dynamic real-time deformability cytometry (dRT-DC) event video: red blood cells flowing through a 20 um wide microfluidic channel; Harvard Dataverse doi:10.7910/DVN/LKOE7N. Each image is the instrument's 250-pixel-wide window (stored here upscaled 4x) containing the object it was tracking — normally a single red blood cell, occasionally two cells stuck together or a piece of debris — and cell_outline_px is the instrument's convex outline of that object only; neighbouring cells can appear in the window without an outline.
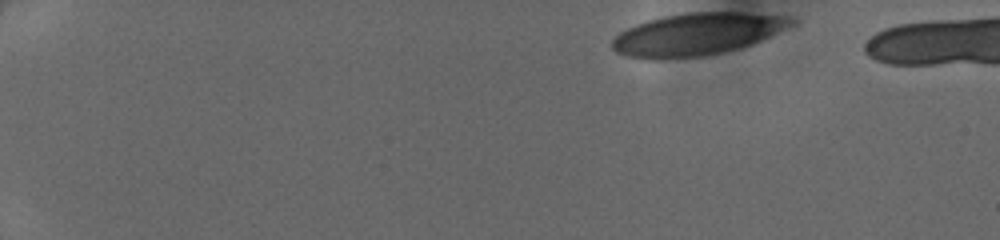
{"species": "human", "species_latin": "Homo sapiens", "temperature_condition": "cold", "stored_images_in_passage": 44, "segment_of_instrument_passage": [1, 2], "camera_frame_rate_fps": 3000, "um_per_image_px": 0.085, "donor": {"sex": "female"}, "frame": {"image": 1, "passage_image": 1, "time_ms": 0.0, "image_size_px": [1000, 240], "cell_outline_px": [[796, 24], [752, 44], [740, 48], [704, 56], [660, 60], [652, 60], [628, 56], [616, 52], [612, 48], [612, 40], [620, 32], [636, 24], [648, 20], [664, 16], [688, 12], [740, 12], [788, 16], [796, 20]], "centroid_in_image_um": [59.25, 2.91], "position_along_channel_um": 25.8, "area_um2": 44.27}}
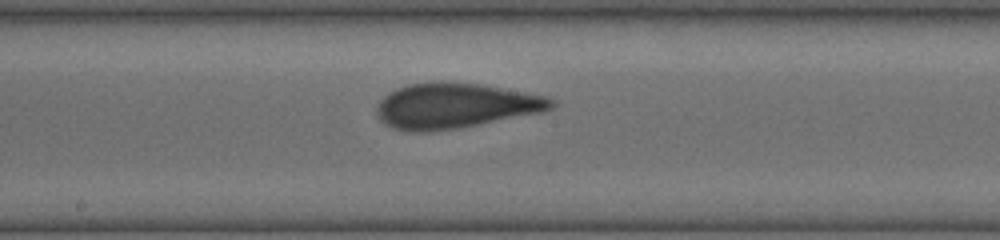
{"frame": {"image": 2, "passage_image": 23, "time_ms": 7.333, "image_size_px": [1000, 240], "cell_outline_px": [[556, 104], [552, 108], [540, 112], [456, 128], [428, 132], [412, 132], [392, 128], [384, 124], [380, 120], [376, 112], [376, 108], [380, 100], [384, 96], [396, 88], [408, 84], [440, 80], [448, 80], [476, 84], [500, 88], [544, 96], [552, 100]], "centroid_in_image_um": [38.59, 8.98], "position_along_channel_um": 209.6, "area_um2": 45.72}}
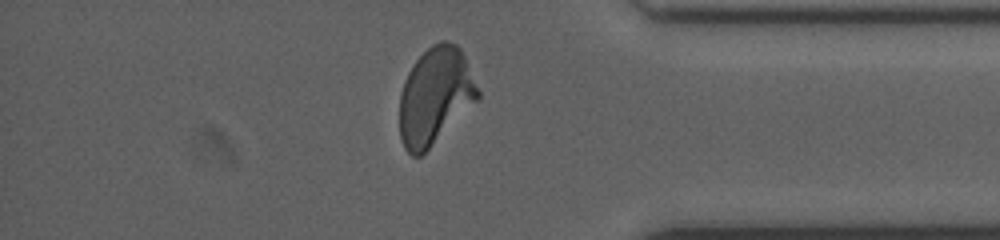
{"frame": {"image": 3, "passage_image": 37, "time_ms": 12.0, "image_size_px": [1000, 240], "cell_outline_px": [[480, 96], [420, 156], [412, 156], [404, 148], [400, 140], [400, 92], [404, 80], [408, 72], [416, 60], [432, 44], [440, 40], [448, 40], [456, 44], [460, 48], [464, 56], [480, 92]], "centroid_in_image_um": [36.95, 8.13], "position_along_channel_um": 398.2, "area_um2": 43.52}}